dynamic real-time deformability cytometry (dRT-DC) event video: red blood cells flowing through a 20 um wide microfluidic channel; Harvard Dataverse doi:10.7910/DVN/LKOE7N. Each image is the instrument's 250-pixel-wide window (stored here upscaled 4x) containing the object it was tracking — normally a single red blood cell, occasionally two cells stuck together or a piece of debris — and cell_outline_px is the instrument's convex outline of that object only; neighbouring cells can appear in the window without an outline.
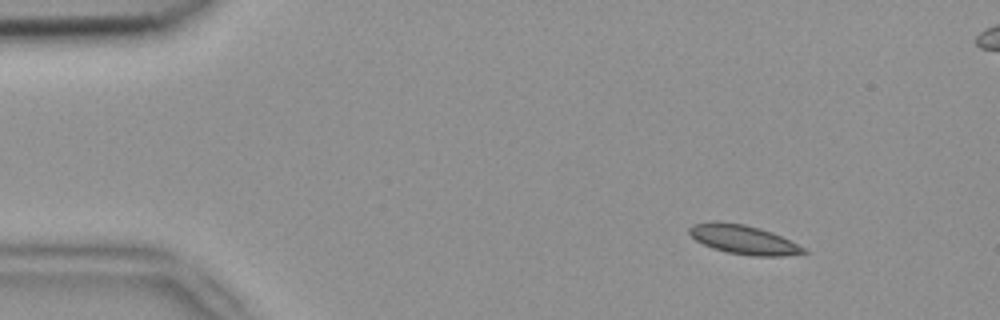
{"species": "common noctule bat (a hibernating species)", "species_latin": "Nyctalus noctula", "temperature_condition": "room temperature", "stored_images_in_passage": 6, "camera_frame_rate_fps": 3000, "um_per_image_px": 0.085, "animal": {"sex": "female", "body_mass_g": 18.4}, "frame": {"image": 1, "passage_image": 1, "time_ms": 0.0, "image_size_px": [1000, 320], "cell_outline_px": [[808, 252], [784, 256], [752, 256], [728, 252], [712, 248], [696, 240], [688, 232], [688, 228], [692, 224], [744, 224], [760, 228], [772, 232], [804, 248]], "centroid_in_image_um": [63.23, 20.4], "position_along_channel_um": 21.8, "area_um2": 18.55}}
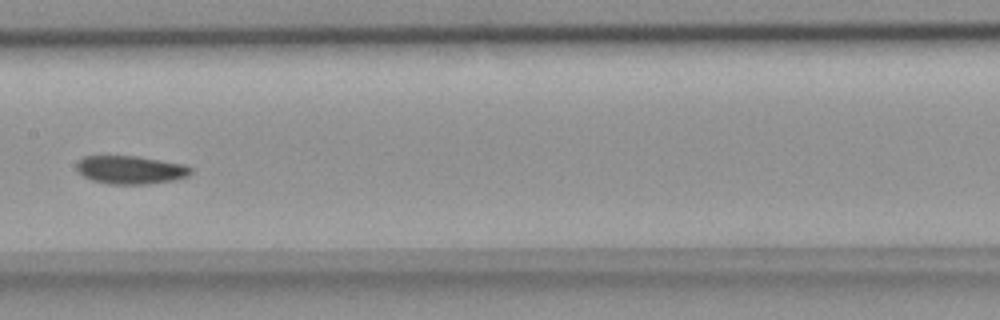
{"frame": {"image": 2, "passage_image": 6, "time_ms": 1.667, "image_size_px": [1000, 320], "cell_outline_px": [[192, 172], [188, 176], [176, 180], [148, 184], [108, 184], [92, 180], [84, 176], [76, 168], [76, 164], [84, 156], [136, 156], [184, 164], [192, 168]], "centroid_in_image_um": [11.13, 14.44], "position_along_channel_um": 196.3, "area_um2": 18.79}}